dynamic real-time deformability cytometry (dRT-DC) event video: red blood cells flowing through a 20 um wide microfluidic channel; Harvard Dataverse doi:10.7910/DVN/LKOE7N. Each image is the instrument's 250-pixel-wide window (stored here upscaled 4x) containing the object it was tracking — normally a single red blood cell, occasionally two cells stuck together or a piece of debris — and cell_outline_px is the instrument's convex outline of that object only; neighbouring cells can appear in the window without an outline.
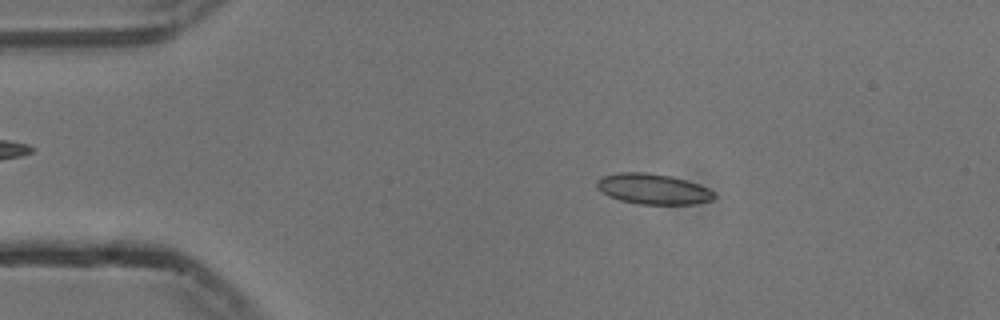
{"species": "common noctule bat (a hibernating species)", "species_latin": "Nyctalus noctula", "temperature_condition": "cold", "stored_images_in_passage": 54, "camera_frame_rate_fps": 3000, "um_per_image_px": 0.085, "animal": {"sex": "male", "body_mass_g": 13.3}, "frame": {"image": 1, "passage_image": 9, "time_ms": 2.667, "image_size_px": [1000, 320], "cell_outline_px": [[716, 196], [712, 200], [692, 204], [640, 204], [620, 200], [596, 188], [596, 180], [604, 176], [620, 172], [648, 172], [672, 176], [708, 188]], "centroid_in_image_um": [55.5, 16.05], "position_along_channel_um": 29.5, "area_um2": 20.58}}
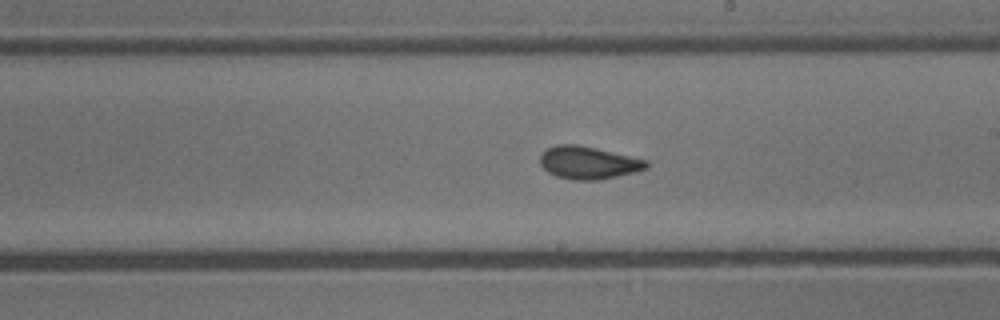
{"frame": {"image": 2, "passage_image": 30, "time_ms": 9.667, "image_size_px": [1000, 320], "cell_outline_px": [[648, 168], [636, 172], [596, 180], [572, 180], [556, 176], [548, 172], [540, 164], [540, 156], [548, 148], [556, 144], [576, 144], [596, 148], [648, 160]], "centroid_in_image_um": [50.01, 13.83], "position_along_channel_um": 239.0, "area_um2": 20.17}}
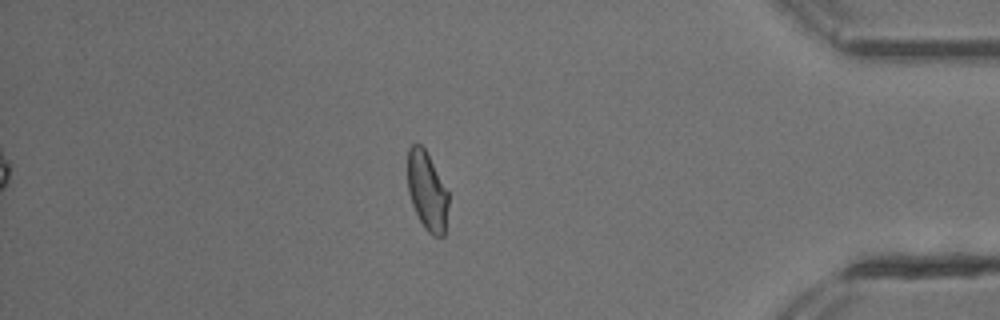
{"frame": {"image": 3, "passage_image": 46, "time_ms": 15.0, "image_size_px": [1000, 320], "cell_outline_px": [[448, 204], [444, 236], [432, 236], [424, 228], [412, 204], [408, 192], [408, 148], [412, 144], [420, 144], [424, 148], [448, 192]], "centroid_in_image_um": [36.29, 16.26], "position_along_channel_um": 398.9, "area_um2": 18.44}, "authors_computed_cell_mechanics": {"area_um2": 19.7676, "velocity_mm_per_s": 3.7396, "shape_relaxation_time_tau1_ms": 6.5844, "shape_relaxation_time_tau2_ms": 1.3312, "deformation_change_tau1": 0.1343, "deformation_change_tau2": 0.0537}}